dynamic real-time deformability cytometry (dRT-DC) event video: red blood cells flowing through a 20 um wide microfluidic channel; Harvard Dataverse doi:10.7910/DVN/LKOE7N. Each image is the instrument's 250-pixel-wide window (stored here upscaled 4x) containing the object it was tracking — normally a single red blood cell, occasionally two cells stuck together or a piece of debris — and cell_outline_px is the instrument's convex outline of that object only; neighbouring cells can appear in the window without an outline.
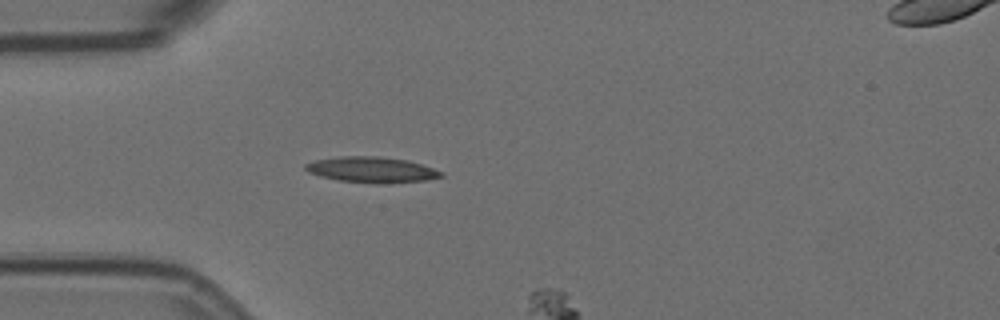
{"species": "Egyptian fruit bat (a non-hibernating species)", "species_latin": "Rousettus aegyptiacus", "temperature_condition": "room temperature", "stored_images_in_passage": 18, "camera_frame_rate_fps": 3000, "um_per_image_px": 0.085, "animal": {"sex": "female"}, "frame": {"image": 1, "passage_image": 16, "time_ms": 5.0, "image_size_px": [1000, 320], "cell_outline_px": [[444, 176], [428, 180], [376, 184], [340, 180], [320, 176], [308, 172], [304, 168], [304, 164], [316, 160], [340, 156], [380, 156], [408, 160], [444, 172]], "centroid_in_image_um": [31.6, 14.42], "position_along_channel_um": 53.4, "area_um2": 20.35}}